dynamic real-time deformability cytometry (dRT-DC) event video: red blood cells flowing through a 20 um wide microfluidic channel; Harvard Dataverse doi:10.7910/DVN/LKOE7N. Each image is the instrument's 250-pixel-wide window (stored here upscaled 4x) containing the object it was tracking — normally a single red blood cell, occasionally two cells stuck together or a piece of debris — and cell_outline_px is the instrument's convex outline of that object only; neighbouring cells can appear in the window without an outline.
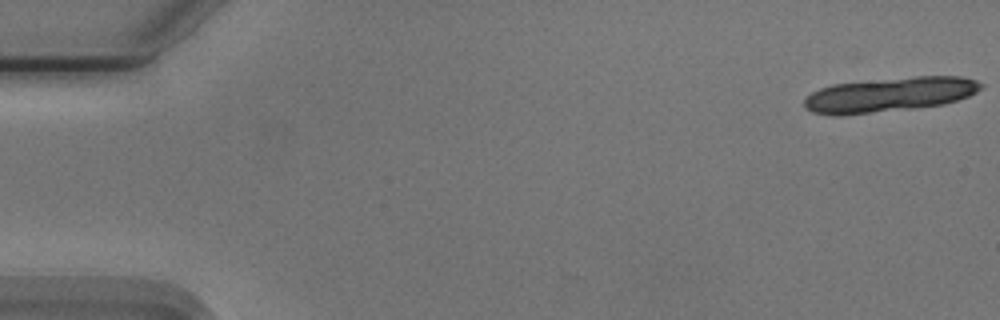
{"species": "Egyptian fruit bat (a non-hibernating species)", "species_latin": "Rousettus aegyptiacus", "temperature_condition": "cold", "stored_images_in_passage": 9, "camera_frame_rate_fps": 3000, "um_per_image_px": 0.085, "animal": {"sex": "male"}, "frame": {"image": 1, "passage_image": 1, "time_ms": 0.0, "image_size_px": [1000, 320], "cell_outline_px": [[984, 88], [968, 96], [944, 104], [912, 108], [832, 116], [812, 112], [804, 108], [804, 100], [812, 92], [820, 88], [832, 84], [912, 76], [960, 76], [976, 80], [984, 84]], "centroid_in_image_um": [75.62, 8.03], "position_along_channel_um": 9.4, "area_um2": 35.49}}